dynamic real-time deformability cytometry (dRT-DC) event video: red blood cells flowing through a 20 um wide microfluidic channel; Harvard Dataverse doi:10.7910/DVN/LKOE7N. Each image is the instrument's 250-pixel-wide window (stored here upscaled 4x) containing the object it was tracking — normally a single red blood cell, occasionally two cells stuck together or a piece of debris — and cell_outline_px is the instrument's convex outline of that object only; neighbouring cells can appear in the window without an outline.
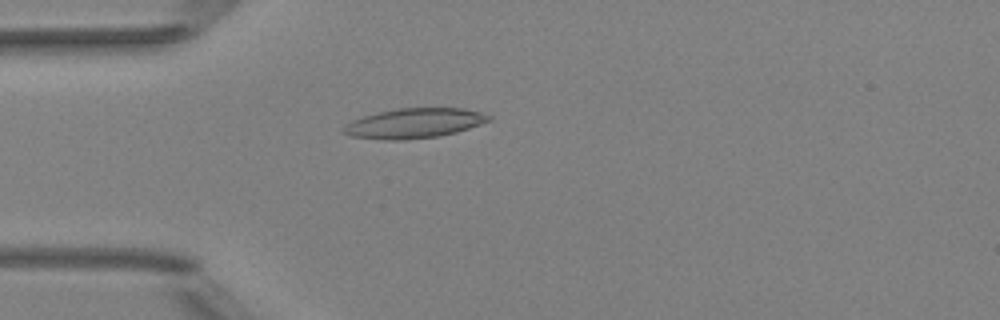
{"species": "Egyptian fruit bat (a non-hibernating species)", "species_latin": "Rousettus aegyptiacus", "temperature_condition": "room temperature", "stored_images_in_passage": 51, "camera_frame_rate_fps": 3000, "um_per_image_px": 0.085, "animal": {"sex": "female"}, "frame": {"image": 1, "passage_image": 14, "time_ms": 4.333, "image_size_px": [1000, 320], "cell_outline_px": [[492, 120], [456, 132], [440, 136], [404, 140], [384, 140], [352, 136], [340, 132], [340, 128], [352, 120], [364, 116], [396, 108], [464, 108], [480, 112], [492, 116]], "centroid_in_image_um": [35.19, 10.48], "position_along_channel_um": 49.8, "area_um2": 25.37}}
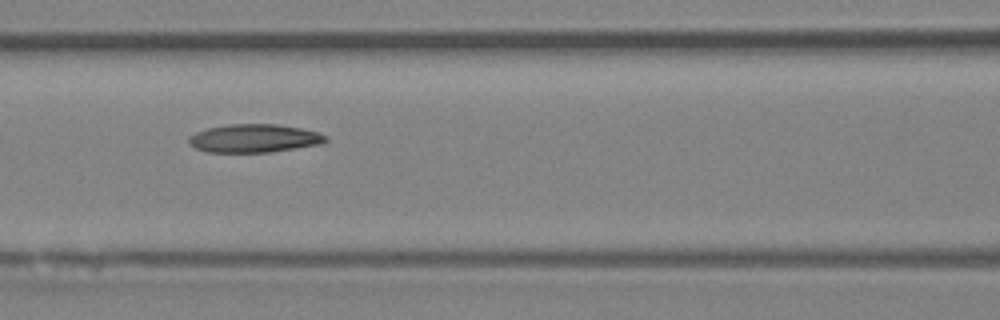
{"frame": {"image": 2, "passage_image": 22, "time_ms": 7.0, "image_size_px": [1000, 320], "cell_outline_px": [[328, 140], [320, 144], [272, 152], [208, 152], [196, 148], [188, 144], [188, 136], [196, 132], [208, 128], [228, 124], [276, 124], [300, 128], [316, 132], [328, 136]], "centroid_in_image_um": [21.58, 11.76], "position_along_channel_um": 145.0, "area_um2": 22.54}}
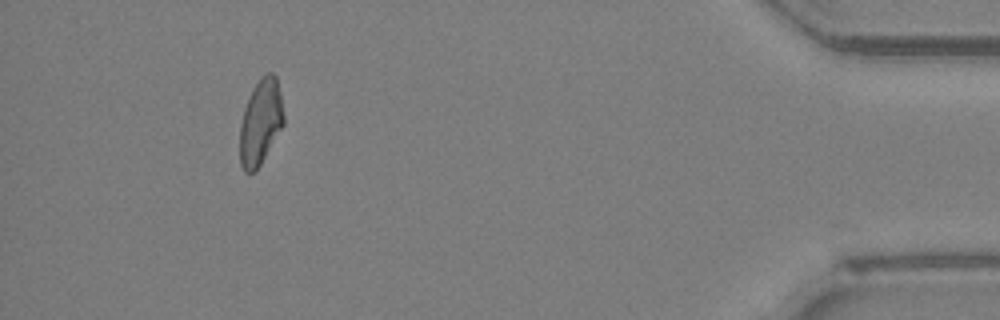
{"frame": {"image": 3, "passage_image": 47, "time_ms": 15.333, "image_size_px": [1000, 320], "cell_outline_px": [[284, 124], [256, 172], [244, 172], [240, 164], [240, 124], [244, 108], [252, 88], [260, 76], [268, 72], [272, 72], [276, 76], [280, 92], [284, 116]], "centroid_in_image_um": [22.14, 10.37], "position_along_channel_um": 413.1, "area_um2": 22.02}, "authors_computed_cell_mechanics": {"area_um2": 22.5998, "velocity_mm_per_s": 3.9898, "shape_relaxation_time_tau1_ms": null, "shape_relaxation_time_tau2_ms": 5.4287, "deformation_change_tau1": null, "deformation_change_tau2": 0.1378}}